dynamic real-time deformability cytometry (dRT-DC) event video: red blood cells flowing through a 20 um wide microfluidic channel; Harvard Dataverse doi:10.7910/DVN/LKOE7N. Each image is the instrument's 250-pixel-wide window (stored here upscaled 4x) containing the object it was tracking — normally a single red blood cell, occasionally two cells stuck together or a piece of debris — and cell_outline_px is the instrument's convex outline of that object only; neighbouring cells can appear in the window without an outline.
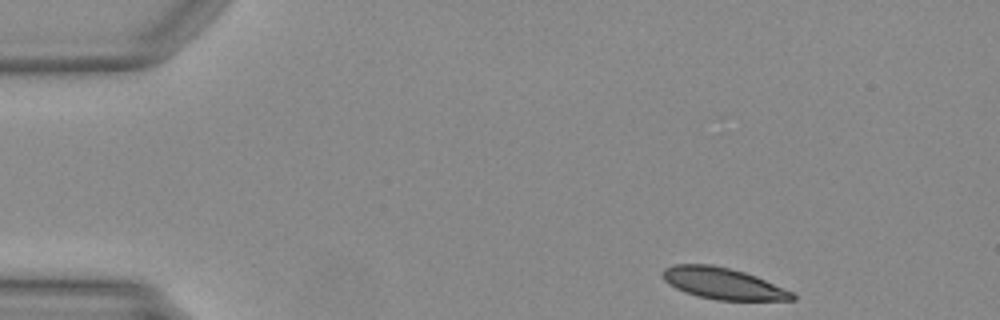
{"species": "Egyptian fruit bat (a non-hibernating species)", "species_latin": "Rousettus aegyptiacus", "temperature_condition": "warm", "stored_images_in_passage": 44, "camera_frame_rate_fps": 3000, "um_per_image_px": 0.085, "animal": {"sex": "female"}, "frame": {"image": 1, "passage_image": 1, "time_ms": 0.0, "image_size_px": [1000, 320], "cell_outline_px": [[796, 300], [716, 300], [696, 296], [684, 292], [668, 284], [664, 280], [664, 268], [672, 264], [712, 264], [744, 272], [756, 276], [792, 292], [796, 296]], "centroid_in_image_um": [61.43, 24.1], "position_along_channel_um": 23.6, "area_um2": 23.64}}
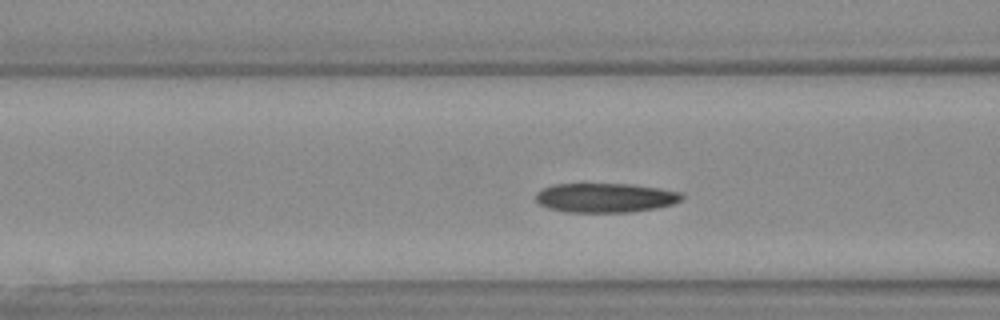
{"frame": {"image": 2, "passage_image": 14, "time_ms": 4.333, "image_size_px": [1000, 320], "cell_outline_px": [[684, 196], [680, 200], [672, 204], [656, 208], [632, 212], [564, 212], [548, 208], [540, 204], [536, 200], [536, 192], [544, 188], [556, 184], [632, 184], [680, 192]], "centroid_in_image_um": [51.43, 16.81], "position_along_channel_um": 115.2, "area_um2": 24.85}}
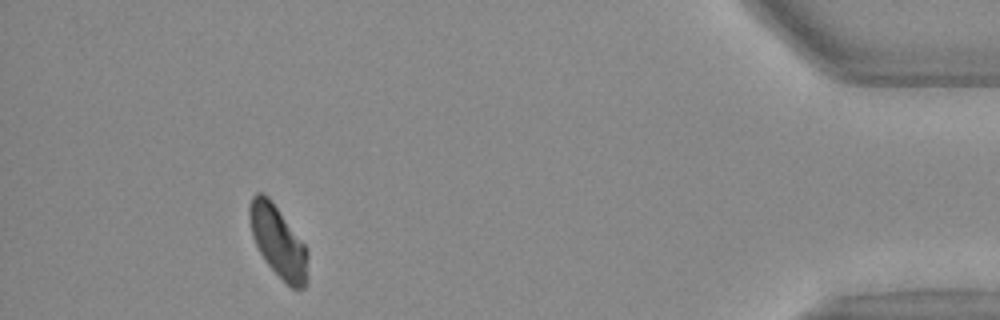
{"frame": {"image": 3, "passage_image": 40, "time_ms": 13.0, "image_size_px": [1000, 320], "cell_outline_px": [[308, 280], [304, 288], [292, 288], [264, 260], [252, 236], [248, 216], [248, 208], [252, 196], [256, 192], [260, 192], [268, 196], [304, 244], [308, 252]], "centroid_in_image_um": [23.64, 20.53], "position_along_channel_um": 411.6, "area_um2": 24.04}}